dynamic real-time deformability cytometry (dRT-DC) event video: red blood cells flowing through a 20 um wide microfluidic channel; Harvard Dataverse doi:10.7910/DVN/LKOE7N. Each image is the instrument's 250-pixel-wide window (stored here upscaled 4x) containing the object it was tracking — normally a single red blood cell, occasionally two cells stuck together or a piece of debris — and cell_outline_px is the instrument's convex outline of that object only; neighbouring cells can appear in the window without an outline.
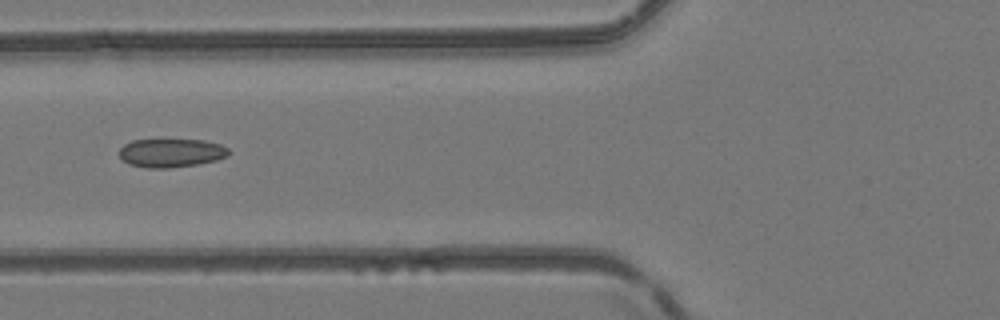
{"species": "common noctule bat (a hibernating species)", "species_latin": "Nyctalus noctula", "temperature_condition": "room temperature", "stored_images_in_passage": 5, "camera_frame_rate_fps": 3000, "um_per_image_px": 0.085, "animal": {"sex": "female", "body_mass_g": 24.6, "forearm_length_mm": 56.2}, "frame": {"image": 1, "passage_image": 5, "time_ms": 5.333, "image_size_px": [1000, 320], "cell_outline_px": [[232, 152], [228, 156], [216, 160], [196, 164], [168, 168], [148, 168], [128, 164], [120, 156], [120, 148], [124, 144], [132, 140], [204, 140], [220, 144], [228, 148]], "centroid_in_image_um": [14.57, 12.99], "position_along_channel_um": 111.2, "area_um2": 18.21}}